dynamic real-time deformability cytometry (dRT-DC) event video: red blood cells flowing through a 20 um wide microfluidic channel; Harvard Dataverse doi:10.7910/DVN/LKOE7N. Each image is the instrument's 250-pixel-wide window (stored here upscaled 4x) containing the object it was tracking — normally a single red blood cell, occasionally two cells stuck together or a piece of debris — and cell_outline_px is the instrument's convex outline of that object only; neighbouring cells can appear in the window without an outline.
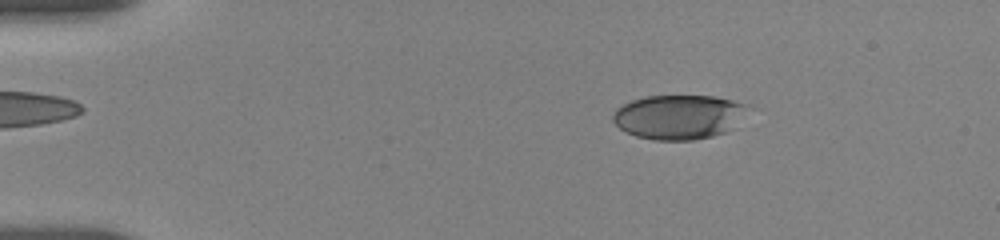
{"species": "human", "species_latin": "Homo sapiens", "temperature_condition": "room temperature", "stored_images_in_passage": 23, "camera_frame_rate_fps": 3000, "um_per_image_px": 0.085, "donor": {"sex": "female"}, "frame": {"image": 1, "passage_image": 6, "time_ms": 2.0, "image_size_px": [1000, 240], "cell_outline_px": [[760, 108], [728, 132], [712, 136], [692, 140], [656, 140], [636, 136], [620, 128], [612, 120], [612, 112], [616, 108], [632, 100], [648, 96], [712, 96], [752, 104]], "centroid_in_image_um": [57.88, 9.92], "position_along_channel_um": 27.1, "area_um2": 36.01}}
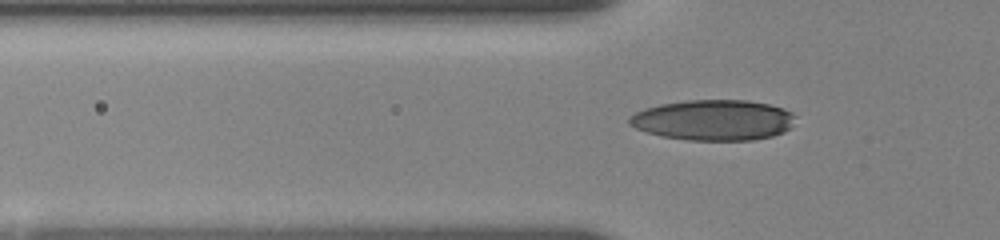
{"frame": {"image": 2, "passage_image": 17, "time_ms": 5.0, "image_size_px": [1000, 240], "cell_outline_px": [[796, 116], [788, 128], [784, 132], [772, 136], [752, 140], [688, 140], [660, 136], [636, 128], [628, 124], [628, 116], [644, 108], [660, 104], [688, 100], [748, 100], [768, 104], [784, 108], [792, 112]], "centroid_in_image_um": [60.62, 10.2], "position_along_channel_um": 65.2, "area_um2": 39.36}}
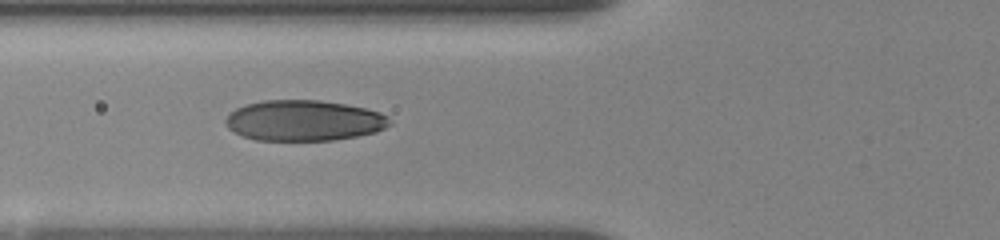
{"frame": {"image": 3, "passage_image": 22, "time_ms": 6.0, "image_size_px": [1000, 240], "cell_outline_px": [[392, 124], [376, 132], [356, 136], [332, 140], [256, 140], [244, 136], [228, 128], [224, 124], [224, 120], [236, 108], [248, 104], [264, 100], [320, 100], [344, 104], [364, 108], [380, 112], [388, 116]], "centroid_in_image_um": [25.85, 10.24], "position_along_channel_um": 100.0, "area_um2": 38.73}}